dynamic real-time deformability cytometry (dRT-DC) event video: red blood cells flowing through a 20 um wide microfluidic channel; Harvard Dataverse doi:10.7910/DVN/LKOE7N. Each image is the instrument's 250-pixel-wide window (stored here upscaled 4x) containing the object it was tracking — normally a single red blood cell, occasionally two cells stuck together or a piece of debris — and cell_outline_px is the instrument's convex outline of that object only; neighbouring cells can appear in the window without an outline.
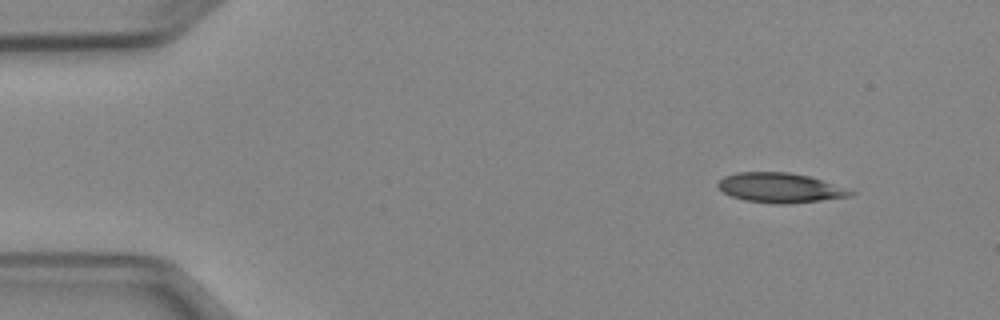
{"species": "Egyptian fruit bat (a non-hibernating species)", "species_latin": "Rousettus aegyptiacus", "temperature_condition": "cold", "stored_images_in_passage": 3, "camera_frame_rate_fps": 3000, "um_per_image_px": 0.085, "animal": {"sex": "female"}, "frame": {"image": 1, "passage_image": 1, "time_ms": 0.0, "image_size_px": [1000, 320], "cell_outline_px": [[856, 192], [852, 196], [788, 204], [776, 204], [744, 200], [732, 196], [724, 192], [716, 184], [724, 176], [736, 172], [788, 172], [808, 176]], "centroid_in_image_um": [66.27, 15.96], "position_along_channel_um": 18.7, "area_um2": 22.66}}